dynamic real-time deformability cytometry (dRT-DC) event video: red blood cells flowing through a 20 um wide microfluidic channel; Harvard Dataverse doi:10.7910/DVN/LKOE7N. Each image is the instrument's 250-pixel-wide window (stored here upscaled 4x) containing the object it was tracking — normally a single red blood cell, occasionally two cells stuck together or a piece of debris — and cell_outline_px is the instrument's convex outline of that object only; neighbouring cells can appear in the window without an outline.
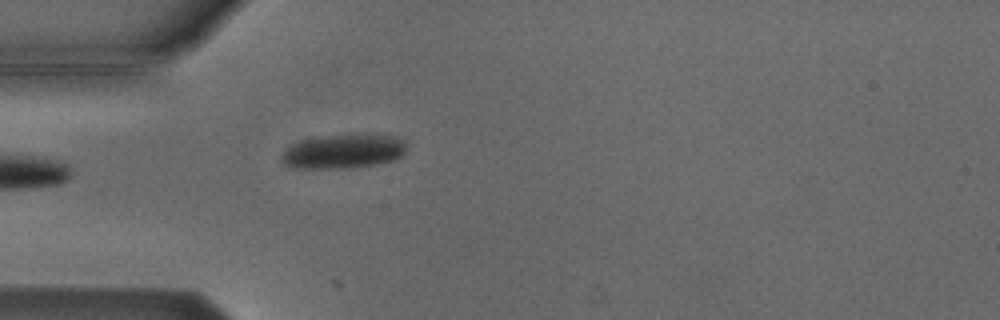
{"species": "Egyptian fruit bat (a non-hibernating species)", "species_latin": "Rousettus aegyptiacus", "temperature_condition": "cold", "stored_images_in_passage": 1, "camera_frame_rate_fps": 3000, "um_per_image_px": 0.085, "animal": {"sex": "male"}, "frame": {"image": 1, "passage_image": 1, "time_ms": 0.0, "image_size_px": [1000, 320], "cell_outline_px": [[404, 152], [400, 156], [392, 160], [352, 168], [300, 168], [284, 164], [280, 156], [292, 144], [300, 140], [356, 132], [364, 132], [392, 136], [404, 140]], "centroid_in_image_um": [29.19, 12.83], "position_along_channel_um": 55.8, "area_um2": 24.97}}